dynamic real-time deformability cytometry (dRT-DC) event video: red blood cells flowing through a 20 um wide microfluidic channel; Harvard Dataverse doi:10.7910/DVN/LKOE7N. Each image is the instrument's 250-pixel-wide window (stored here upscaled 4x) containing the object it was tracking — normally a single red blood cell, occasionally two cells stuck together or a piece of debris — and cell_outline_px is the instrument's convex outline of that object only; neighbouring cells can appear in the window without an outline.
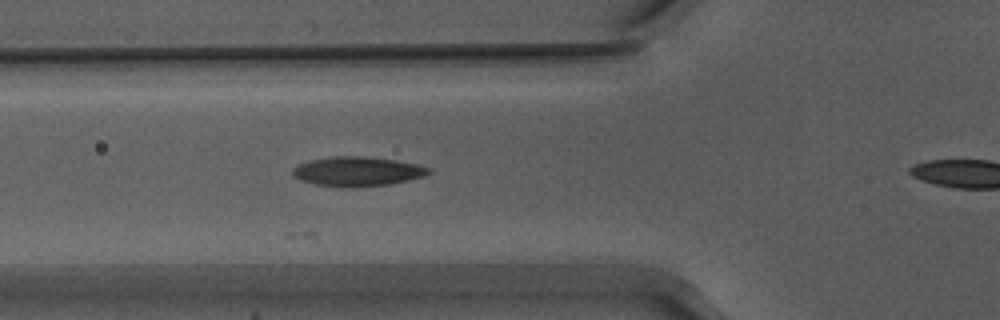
{"species": "Egyptian fruit bat (a non-hibernating species)", "species_latin": "Rousettus aegyptiacus", "temperature_condition": "warm", "stored_images_in_passage": 8, "camera_frame_rate_fps": 3000, "um_per_image_px": 0.085, "animal": {"sex": "male"}, "frame": {"image": 1, "passage_image": 3, "time_ms": 0.667, "image_size_px": [1000, 320], "cell_outline_px": [[432, 172], [424, 176], [408, 180], [388, 184], [352, 188], [336, 188], [316, 184], [300, 180], [292, 176], [292, 168], [308, 160], [332, 156], [364, 156], [396, 160], [420, 164], [432, 168]], "centroid_in_image_um": [30.38, 14.57], "position_along_channel_um": 95.4, "area_um2": 23.81}}
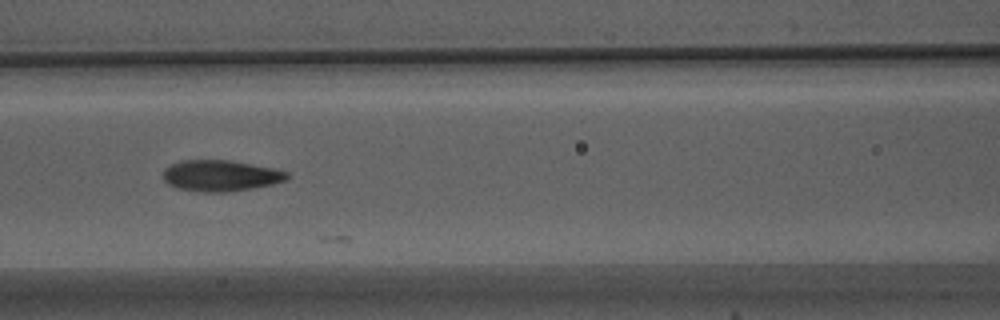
{"frame": {"image": 2, "passage_image": 7, "time_ms": 2.0, "image_size_px": [1000, 320], "cell_outline_px": [[288, 180], [272, 184], [224, 192], [204, 192], [176, 188], [168, 184], [164, 180], [164, 168], [180, 160], [228, 160], [276, 168], [288, 172]], "centroid_in_image_um": [18.75, 14.92], "position_along_channel_um": 147.9, "area_um2": 22.37}}